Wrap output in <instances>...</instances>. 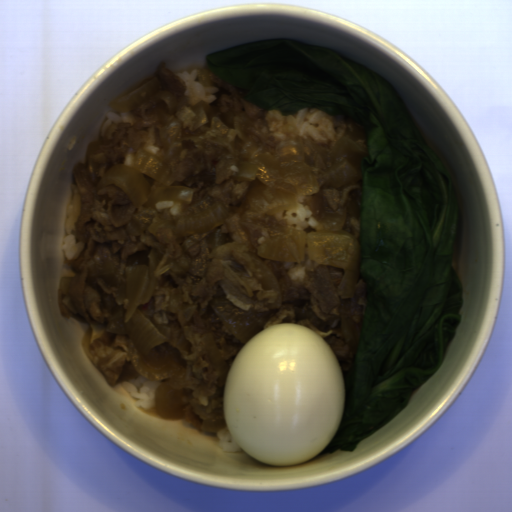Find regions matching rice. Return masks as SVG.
<instances>
[{"instance_id": "obj_4", "label": "rice", "mask_w": 512, "mask_h": 512, "mask_svg": "<svg viewBox=\"0 0 512 512\" xmlns=\"http://www.w3.org/2000/svg\"><path fill=\"white\" fill-rule=\"evenodd\" d=\"M287 223L289 227L301 230L306 228L318 230L321 226L320 222L312 216L311 208L307 204L298 202L293 209H287Z\"/></svg>"}, {"instance_id": "obj_3", "label": "rice", "mask_w": 512, "mask_h": 512, "mask_svg": "<svg viewBox=\"0 0 512 512\" xmlns=\"http://www.w3.org/2000/svg\"><path fill=\"white\" fill-rule=\"evenodd\" d=\"M200 72L198 68L192 70L191 73L185 70L183 72H173L181 77L187 86L182 97L186 98L187 105L192 108L201 100H204L210 106L211 103L217 100L216 95L212 94L220 92L219 87L203 86L197 82L195 79L199 76Z\"/></svg>"}, {"instance_id": "obj_1", "label": "rice", "mask_w": 512, "mask_h": 512, "mask_svg": "<svg viewBox=\"0 0 512 512\" xmlns=\"http://www.w3.org/2000/svg\"><path fill=\"white\" fill-rule=\"evenodd\" d=\"M265 122L268 124L270 137L278 144L285 141L296 142L303 138L309 143L331 149L340 137H345L346 121L337 122V116L321 109L302 107L295 115H282L277 109L267 111Z\"/></svg>"}, {"instance_id": "obj_5", "label": "rice", "mask_w": 512, "mask_h": 512, "mask_svg": "<svg viewBox=\"0 0 512 512\" xmlns=\"http://www.w3.org/2000/svg\"><path fill=\"white\" fill-rule=\"evenodd\" d=\"M71 215H68L65 220V236L63 237L62 250L65 253V260H76L85 250V242L75 241L73 230L69 228V220Z\"/></svg>"}, {"instance_id": "obj_2", "label": "rice", "mask_w": 512, "mask_h": 512, "mask_svg": "<svg viewBox=\"0 0 512 512\" xmlns=\"http://www.w3.org/2000/svg\"><path fill=\"white\" fill-rule=\"evenodd\" d=\"M162 381L147 379L139 373L137 377L121 383V385L129 392L131 398L139 399L134 403L137 409L141 408V410L149 412L157 409L155 390Z\"/></svg>"}, {"instance_id": "obj_6", "label": "rice", "mask_w": 512, "mask_h": 512, "mask_svg": "<svg viewBox=\"0 0 512 512\" xmlns=\"http://www.w3.org/2000/svg\"><path fill=\"white\" fill-rule=\"evenodd\" d=\"M215 434L217 438V445L221 452H245L241 448V446L236 442V440L232 437L227 427L219 431H215Z\"/></svg>"}]
</instances>
